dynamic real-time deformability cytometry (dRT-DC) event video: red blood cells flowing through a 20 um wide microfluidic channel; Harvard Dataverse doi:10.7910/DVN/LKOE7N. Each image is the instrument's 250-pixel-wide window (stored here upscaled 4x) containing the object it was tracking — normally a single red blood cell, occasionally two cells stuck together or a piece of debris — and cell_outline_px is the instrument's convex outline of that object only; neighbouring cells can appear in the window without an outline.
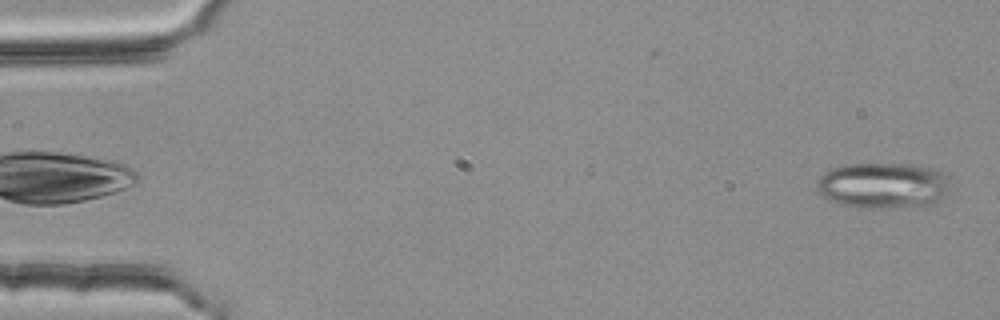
{"species": "common noctule bat (a hibernating species)", "species_latin": "Nyctalus noctula", "temperature_condition": "room temperature", "stored_images_in_passage": 48, "segment_of_instrument_passage": [1, 2], "camera_frame_rate_fps": 3000, "um_per_image_px": 0.085, "animal": {"sex": "female", "body_mass_g": 25.1}, "frame": {"image": 1, "passage_image": 1, "time_ms": 0.0, "image_size_px": [1000, 320], "cell_outline_px": [[944, 196], [936, 200], [924, 204], [884, 208], [860, 208], [840, 204], [824, 196], [816, 188], [816, 184], [820, 176], [828, 168], [844, 164], [908, 164], [932, 168], [940, 172], [944, 184]], "centroid_in_image_um": [74.89, 15.74], "position_along_channel_um": 10.1, "area_um2": 34.62}}